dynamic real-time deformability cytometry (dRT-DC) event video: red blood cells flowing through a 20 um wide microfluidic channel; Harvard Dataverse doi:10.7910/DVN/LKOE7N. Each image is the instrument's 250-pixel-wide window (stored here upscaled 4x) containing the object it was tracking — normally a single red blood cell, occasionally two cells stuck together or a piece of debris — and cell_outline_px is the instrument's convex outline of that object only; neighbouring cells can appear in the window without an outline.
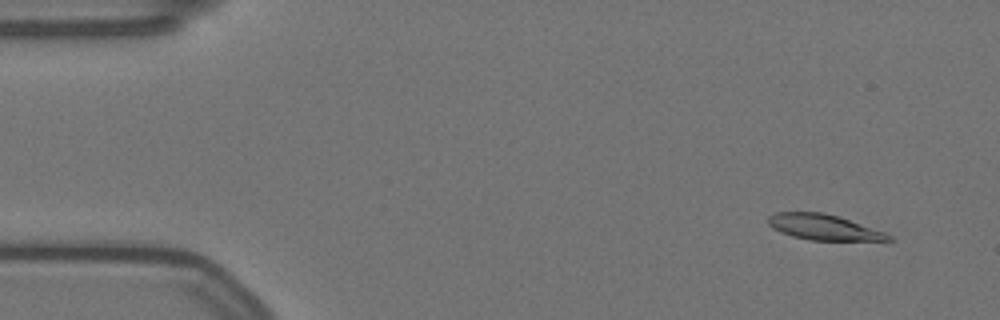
{"species": "Egyptian fruit bat (a non-hibernating species)", "species_latin": "Rousettus aegyptiacus", "temperature_condition": "warm", "stored_images_in_passage": 57, "camera_frame_rate_fps": 3000, "um_per_image_px": 0.085, "animal": {"sex": "female"}, "frame": {"image": 1, "passage_image": 4, "time_ms": 1.0, "image_size_px": [1000, 320], "cell_outline_px": [[896, 240], [808, 240], [792, 236], [780, 232], [772, 228], [768, 224], [768, 216], [776, 212], [824, 212], [884, 232], [892, 236]], "centroid_in_image_um": [69.95, 19.31], "position_along_channel_um": 15.0, "area_um2": 17.69}}
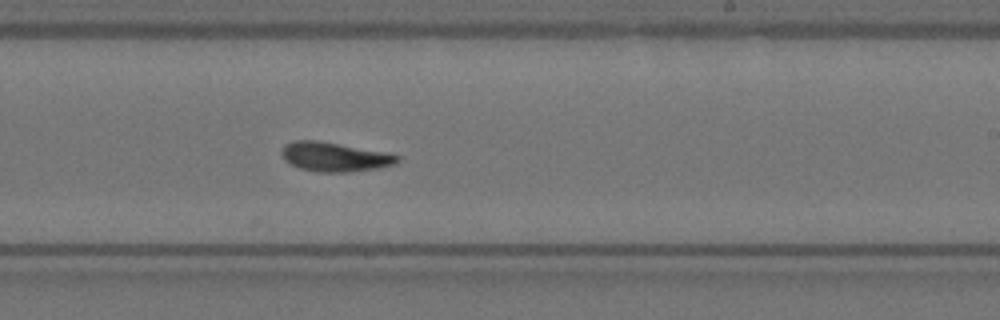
{"frame": {"image": 2, "passage_image": 34, "time_ms": 11.0, "image_size_px": [1000, 320], "cell_outline_px": [[400, 160], [396, 164], [376, 168], [348, 172], [316, 172], [300, 168], [284, 160], [280, 152], [284, 144], [296, 140], [320, 140], [384, 152], [400, 156]], "centroid_in_image_um": [28.41, 13.32], "position_along_channel_um": 260.6, "area_um2": 19.77}}
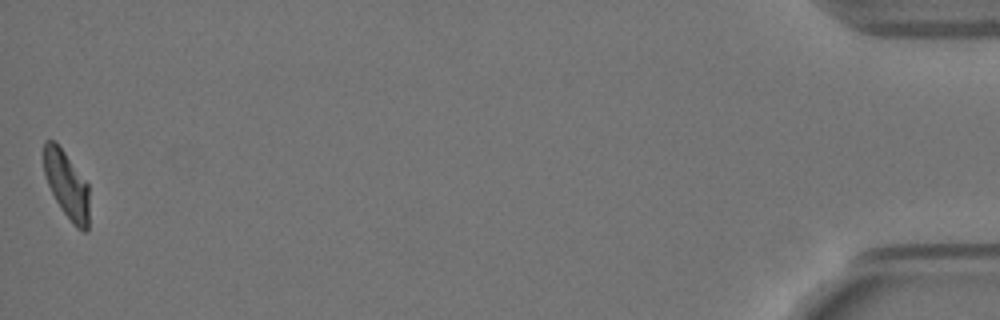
{"frame": {"image": 3, "passage_image": 57, "time_ms": 18.667, "image_size_px": [1000, 320], "cell_outline_px": [[88, 232], [84, 232], [76, 228], [72, 224], [60, 208], [48, 184], [44, 172], [44, 140], [56, 140], [88, 184]], "centroid_in_image_um": [5.67, 15.72], "position_along_channel_um": 429.5, "area_um2": 17.8}, "authors_computed_cell_mechanics": {"area_um2": 19.074, "velocity_mm_per_s": 3.4844, "shape_relaxation_time_tau1_ms": null, "shape_relaxation_time_tau2_ms": 5.4334, "deformation_change_tau1": null, "deformation_change_tau2": 0.1041}}